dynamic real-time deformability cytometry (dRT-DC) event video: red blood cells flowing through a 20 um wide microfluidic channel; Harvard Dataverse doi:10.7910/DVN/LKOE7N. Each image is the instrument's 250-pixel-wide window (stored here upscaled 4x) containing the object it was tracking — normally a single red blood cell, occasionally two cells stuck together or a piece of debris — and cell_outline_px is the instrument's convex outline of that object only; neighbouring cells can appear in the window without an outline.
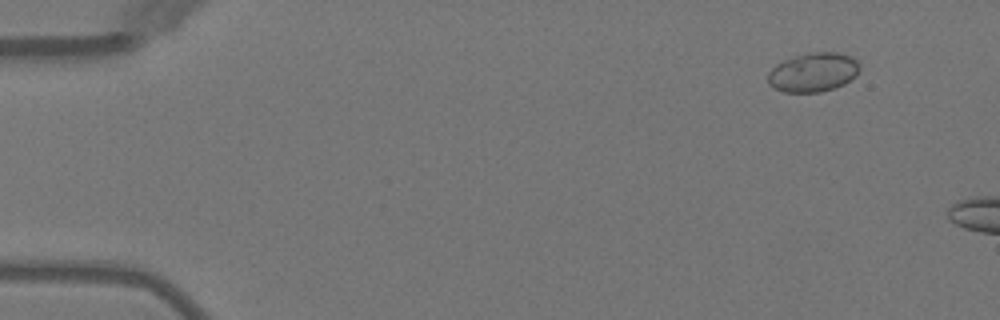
{"species": "Egyptian fruit bat (a non-hibernating species)", "species_latin": "Rousettus aegyptiacus", "temperature_condition": "warm", "stored_images_in_passage": 3, "camera_frame_rate_fps": 3000, "um_per_image_px": 0.085, "animal": {"sex": "female"}, "frame": {"image": 1, "passage_image": 1, "time_ms": 0.0, "image_size_px": [1000, 320], "cell_outline_px": [[860, 68], [856, 76], [844, 84], [820, 92], [784, 92], [772, 88], [768, 84], [768, 72], [776, 64], [792, 56], [808, 52], [836, 52], [852, 56], [860, 64]], "centroid_in_image_um": [69.11, 6.13], "position_along_channel_um": 15.9, "area_um2": 21.15}}